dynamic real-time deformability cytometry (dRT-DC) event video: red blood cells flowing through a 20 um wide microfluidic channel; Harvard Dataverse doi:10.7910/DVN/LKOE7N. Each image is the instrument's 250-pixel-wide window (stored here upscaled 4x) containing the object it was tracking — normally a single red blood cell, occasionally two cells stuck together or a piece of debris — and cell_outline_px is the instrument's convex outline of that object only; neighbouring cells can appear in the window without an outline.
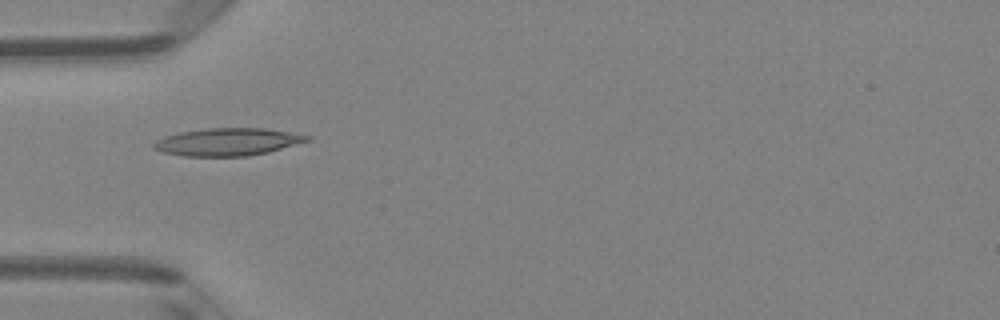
{"species": "Egyptian fruit bat (a non-hibernating species)", "species_latin": "Rousettus aegyptiacus", "temperature_condition": "room temperature", "stored_images_in_passage": 4, "camera_frame_rate_fps": 3000, "um_per_image_px": 0.085, "animal": {"sex": "female"}, "frame": {"image": 1, "passage_image": 4, "time_ms": 1.0, "image_size_px": [1000, 320], "cell_outline_px": [[312, 140], [268, 152], [248, 156], [184, 156], [160, 152], [152, 148], [152, 144], [156, 140], [164, 136], [180, 132], [204, 128], [264, 128], [312, 136]], "centroid_in_image_um": [19.32, 12.06], "position_along_channel_um": 65.7, "area_um2": 24.8}}